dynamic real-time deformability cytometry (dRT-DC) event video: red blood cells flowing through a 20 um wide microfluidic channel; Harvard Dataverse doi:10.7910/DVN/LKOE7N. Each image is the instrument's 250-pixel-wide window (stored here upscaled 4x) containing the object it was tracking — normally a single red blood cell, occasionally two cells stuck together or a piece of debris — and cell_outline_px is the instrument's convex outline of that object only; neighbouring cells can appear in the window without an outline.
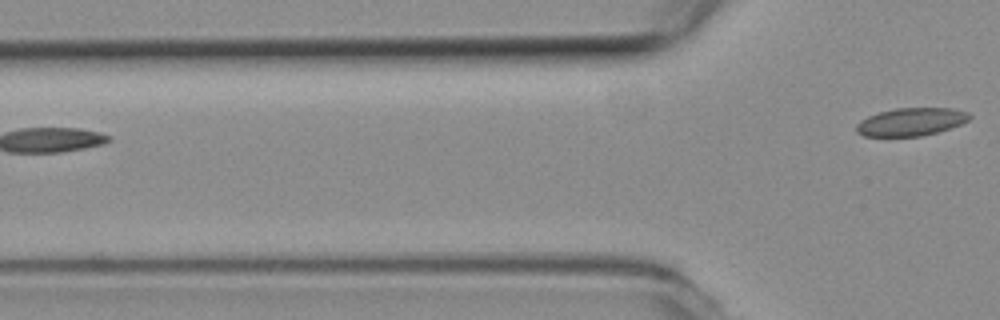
{"species": "common noctule bat (a hibernating species)", "species_latin": "Nyctalus noctula", "temperature_condition": "room temperature", "stored_images_in_passage": 4, "camera_frame_rate_fps": 3000, "um_per_image_px": 0.085, "animal": {"sex": "female", "body_mass_g": 19.3, "forearm_length_mm": 54.1}, "frame": {"image": 1, "passage_image": 4, "time_ms": 1.0, "image_size_px": [1000, 320], "cell_outline_px": [[972, 116], [968, 120], [960, 124], [936, 132], [920, 136], [864, 136], [856, 132], [856, 124], [860, 120], [868, 116], [880, 112], [896, 108], [952, 108], [968, 112]], "centroid_in_image_um": [77.42, 10.35], "position_along_channel_um": 48.4, "area_um2": 18.26}}